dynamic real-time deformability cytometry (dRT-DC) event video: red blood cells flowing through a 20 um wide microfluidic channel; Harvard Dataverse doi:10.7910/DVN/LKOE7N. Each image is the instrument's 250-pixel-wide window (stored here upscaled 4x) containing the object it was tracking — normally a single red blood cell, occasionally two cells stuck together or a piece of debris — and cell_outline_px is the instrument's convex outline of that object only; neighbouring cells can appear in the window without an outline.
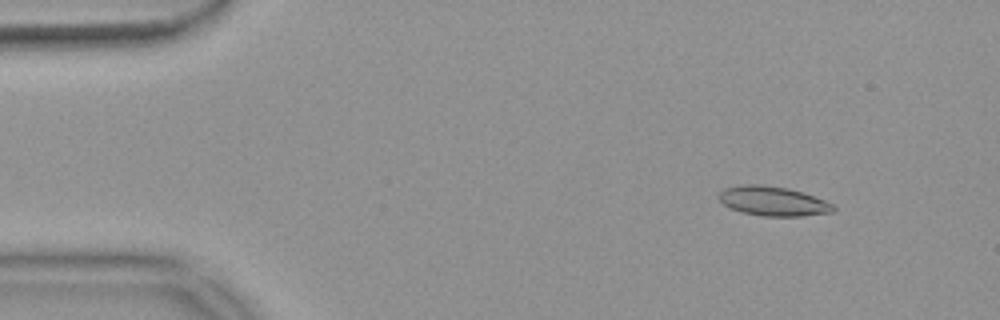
{"species": "common noctule bat (a hibernating species)", "species_latin": "Nyctalus noctula", "temperature_condition": "warm", "stored_images_in_passage": 54, "camera_frame_rate_fps": 3000, "um_per_image_px": 0.085, "animal": {"sex": "female", "body_mass_g": 18.4}, "frame": {"image": 1, "passage_image": 6, "time_ms": 1.667, "image_size_px": [1000, 320], "cell_outline_px": [[836, 208], [832, 212], [800, 216], [760, 216], [740, 212], [724, 204], [716, 196], [724, 188], [744, 184], [760, 184], [788, 188], [824, 200], [832, 204]], "centroid_in_image_um": [65.66, 17.09], "position_along_channel_um": 19.3, "area_um2": 19.54}}
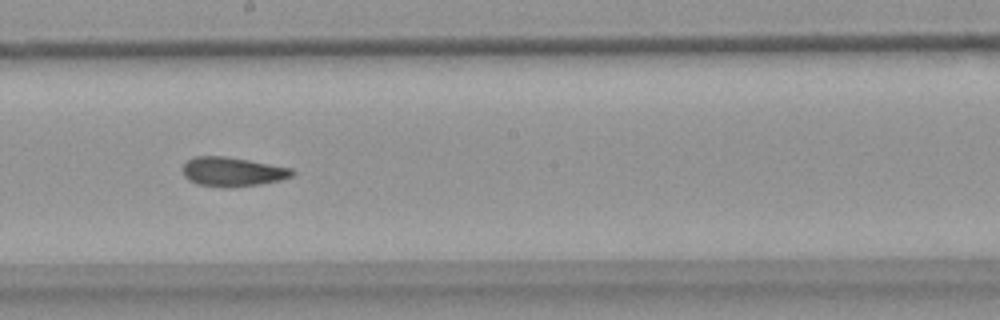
{"frame": {"image": 2, "passage_image": 30, "time_ms": 9.667, "image_size_px": [1000, 320], "cell_outline_px": [[296, 172], [292, 176], [280, 180], [260, 184], [232, 188], [224, 188], [196, 184], [188, 180], [184, 176], [180, 168], [188, 160], [196, 156], [224, 156], [248, 160], [292, 168]], "centroid_in_image_um": [19.73, 14.61], "position_along_channel_um": 228.5, "area_um2": 18.9}}
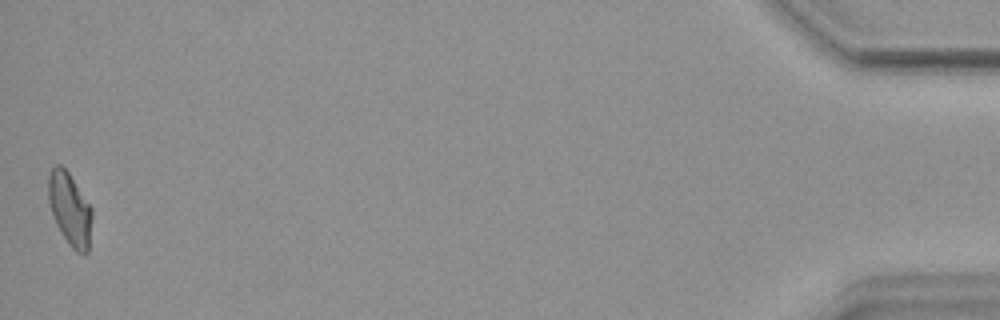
{"frame": {"image": 3, "passage_image": 54, "time_ms": 17.667, "image_size_px": [1000, 320], "cell_outline_px": [[92, 216], [88, 252], [84, 256], [76, 252], [68, 244], [60, 232], [52, 216], [48, 200], [48, 176], [52, 168], [56, 164], [60, 164], [68, 172], [92, 208]], "centroid_in_image_um": [5.93, 17.81], "position_along_channel_um": 429.3, "area_um2": 18.67}, "authors_computed_cell_mechanics": {"area_um2": 18.8428, "velocity_mm_per_s": 3.7055, "shape_relaxation_time_tau1_ms": 10.0677, "shape_relaxation_time_tau2_ms": 3.2143, "deformation_change_tau1": 0.2202, "deformation_change_tau2": 0.1054}}